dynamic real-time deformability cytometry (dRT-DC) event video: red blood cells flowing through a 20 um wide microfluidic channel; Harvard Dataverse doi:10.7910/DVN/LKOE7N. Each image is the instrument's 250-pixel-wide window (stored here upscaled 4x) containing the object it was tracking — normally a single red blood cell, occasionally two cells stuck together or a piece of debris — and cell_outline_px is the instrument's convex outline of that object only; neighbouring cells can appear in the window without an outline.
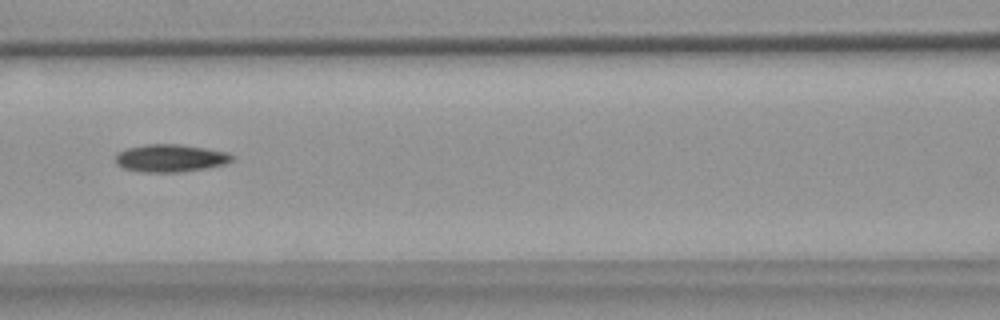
{"species": "common noctule bat (a hibernating species)", "species_latin": "Nyctalus noctula", "temperature_condition": "warm", "stored_images_in_passage": 55, "camera_frame_rate_fps": 3000, "um_per_image_px": 0.085, "animal": {"sex": "female", "body_mass_g": 18.4}, "frame": {"image": 1, "passage_image": 24, "time_ms": 7.667, "image_size_px": [1000, 320], "cell_outline_px": [[232, 160], [224, 164], [208, 168], [180, 172], [140, 172], [124, 168], [116, 164], [116, 152], [128, 148], [144, 144], [180, 144], [228, 152], [232, 156]], "centroid_in_image_um": [14.46, 13.44], "position_along_channel_um": 152.1, "area_um2": 18.79}}
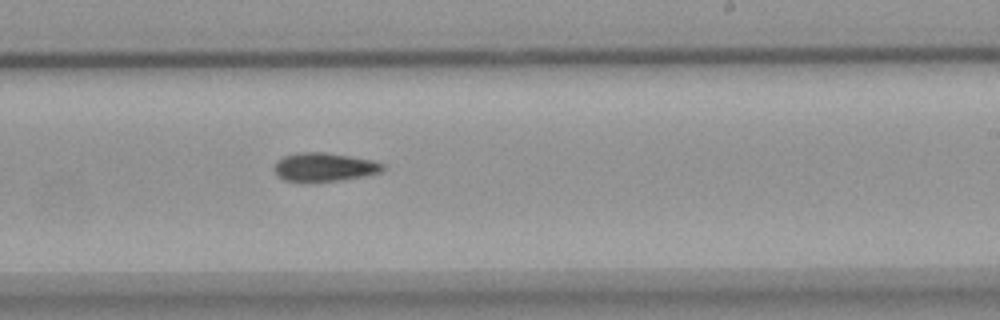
{"frame": {"image": 2, "passage_image": 33, "time_ms": 10.667, "image_size_px": [1000, 320], "cell_outline_px": [[388, 164], [380, 172], [364, 176], [340, 180], [308, 184], [284, 180], [276, 176], [272, 168], [276, 160], [284, 156], [296, 152], [324, 152], [372, 160]], "centroid_in_image_um": [27.49, 14.23], "position_along_channel_um": 261.5, "area_um2": 18.79}}
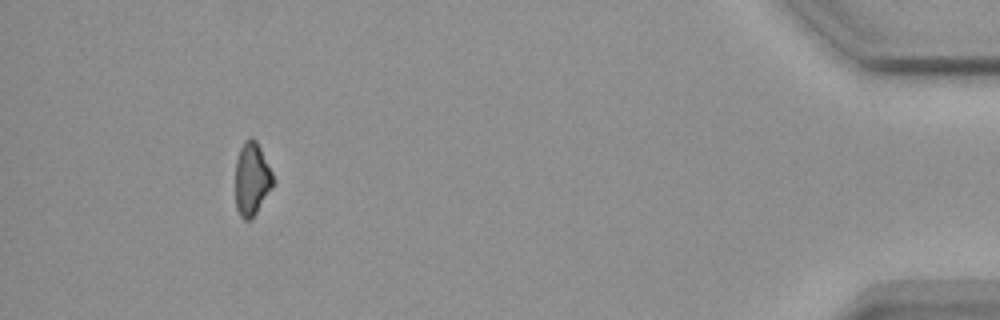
{"frame": {"image": 3, "passage_image": 51, "time_ms": 16.667, "image_size_px": [1000, 320], "cell_outline_px": [[276, 184], [256, 212], [248, 220], [244, 220], [240, 216], [236, 208], [236, 160], [240, 148], [244, 140], [252, 136], [256, 140], [276, 180]], "centroid_in_image_um": [21.43, 15.2], "position_along_channel_um": 413.8, "area_um2": 16.18}, "authors_computed_cell_mechanics": {"area_um2": 18.0914, "velocity_mm_per_s": 3.6716, "shape_relaxation_time_tau1_ms": 6.0402, "shape_relaxation_time_tau2_ms": null, "deformation_change_tau1": 0.1382, "deformation_change_tau2": null}}